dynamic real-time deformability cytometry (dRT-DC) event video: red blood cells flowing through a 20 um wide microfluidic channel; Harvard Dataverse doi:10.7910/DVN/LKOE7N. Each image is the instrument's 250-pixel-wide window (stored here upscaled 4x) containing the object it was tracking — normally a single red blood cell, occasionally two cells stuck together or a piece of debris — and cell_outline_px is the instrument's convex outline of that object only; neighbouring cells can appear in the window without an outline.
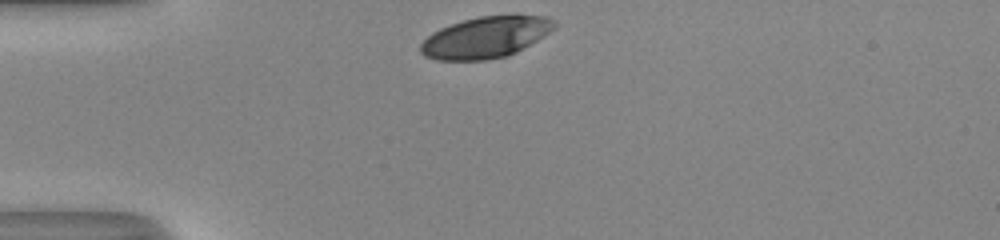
{"species": "human", "species_latin": "Homo sapiens", "temperature_condition": "room temperature", "stored_images_in_passage": 29, "camera_frame_rate_fps": 3000, "um_per_image_px": 0.085, "donor": {"sex": "male"}, "frame": {"image": 1, "passage_image": 1, "time_ms": 0.0, "image_size_px": [1000, 240], "cell_outline_px": [[556, 28], [544, 36], [516, 52], [508, 56], [488, 60], [436, 60], [424, 56], [420, 52], [420, 44], [432, 32], [440, 28], [464, 20], [480, 16], [516, 12], [548, 16], [556, 20]], "centroid_in_image_um": [41.36, 3.13], "position_along_channel_um": 43.6, "area_um2": 33.12}}
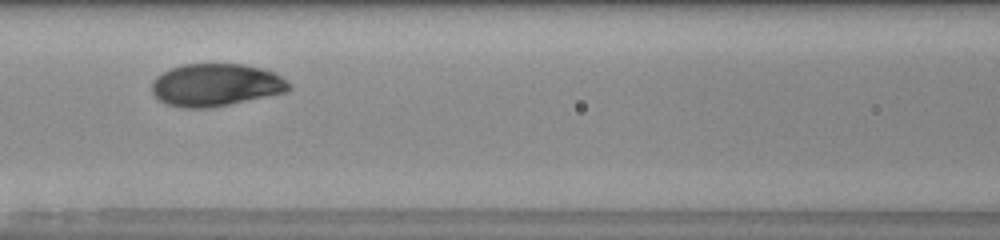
{"frame": {"image": 2, "passage_image": 11, "time_ms": 3.333, "image_size_px": [1000, 240], "cell_outline_px": [[292, 88], [288, 92], [228, 104], [204, 108], [184, 108], [168, 104], [160, 100], [152, 92], [152, 80], [156, 76], [172, 68], [184, 64], [244, 64], [260, 68], [272, 72], [280, 76], [292, 84]], "centroid_in_image_um": [18.37, 7.22], "position_along_channel_um": 148.2, "area_um2": 33.81}}
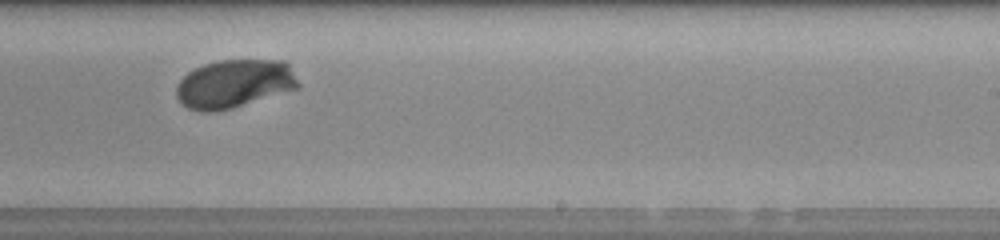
{"frame": {"image": 3, "passage_image": 20, "time_ms": 6.333, "image_size_px": [1000, 240], "cell_outline_px": [[300, 88], [232, 108], [208, 112], [200, 112], [188, 108], [176, 96], [176, 88], [180, 80], [188, 72], [204, 64], [220, 60], [284, 60], [288, 64], [300, 84]], "centroid_in_image_um": [19.93, 7.12], "position_along_channel_um": 269.1, "area_um2": 34.28}, "authors_computed_cell_mechanics": {"area_um2": 34.391, "velocity_mm_per_s": 4.0426, "shape_relaxation_time_tau1_ms": 2.4784, "shape_relaxation_time_tau2_ms": null, "deformation_change_tau1": 0.1529, "deformation_change_tau2": null}}